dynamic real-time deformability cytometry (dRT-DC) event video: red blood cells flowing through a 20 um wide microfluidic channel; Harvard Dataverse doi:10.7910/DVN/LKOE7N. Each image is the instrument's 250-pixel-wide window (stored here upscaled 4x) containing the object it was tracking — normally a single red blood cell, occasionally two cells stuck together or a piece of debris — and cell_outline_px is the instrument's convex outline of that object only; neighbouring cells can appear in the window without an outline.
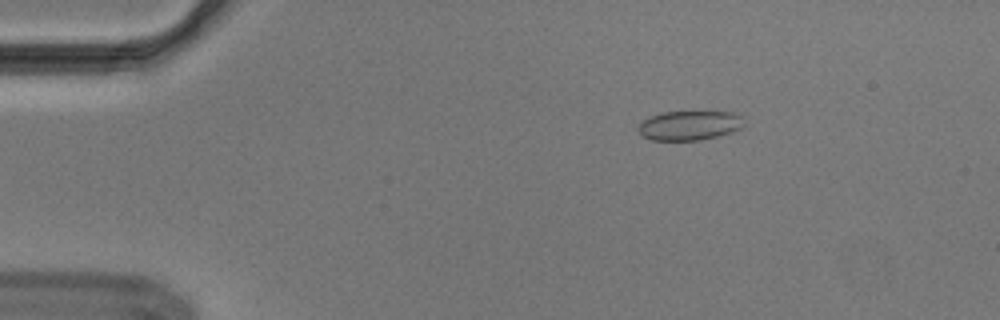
{"species": "Egyptian fruit bat (a non-hibernating species)", "species_latin": "Rousettus aegyptiacus", "temperature_condition": "cold", "stored_images_in_passage": 54, "segment_of_instrument_passage": [1, 2], "camera_frame_rate_fps": 3000, "um_per_image_px": 0.085, "animal": {"sex": "male"}, "frame": {"image": 1, "passage_image": 9, "time_ms": 2.667, "image_size_px": [1000, 320], "cell_outline_px": [[744, 124], [740, 128], [732, 132], [700, 140], [652, 140], [644, 136], [636, 128], [644, 120], [660, 112], [732, 112], [740, 116]], "centroid_in_image_um": [58.59, 10.66], "position_along_channel_um": 26.4, "area_um2": 17.86}}
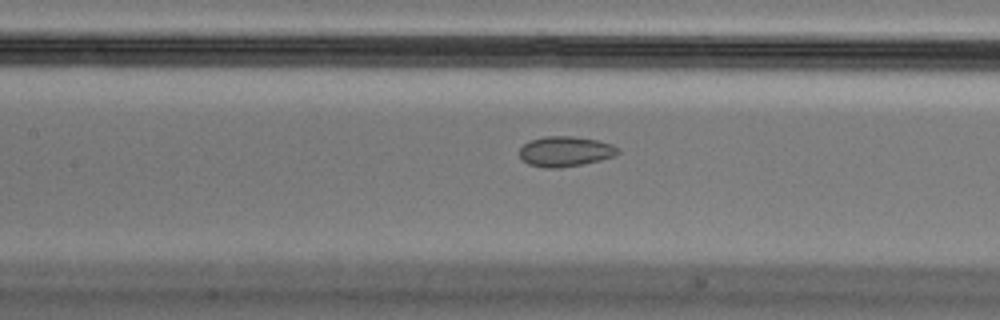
{"frame": {"image": 2, "passage_image": 25, "time_ms": 8.0, "image_size_px": [1000, 320], "cell_outline_px": [[620, 152], [616, 156], [600, 160], [560, 168], [544, 168], [528, 164], [520, 156], [520, 148], [524, 144], [532, 140], [544, 136], [572, 136], [596, 140], [612, 144]], "centroid_in_image_um": [48.05, 12.87], "position_along_channel_um": 159.4, "area_um2": 17.17}}
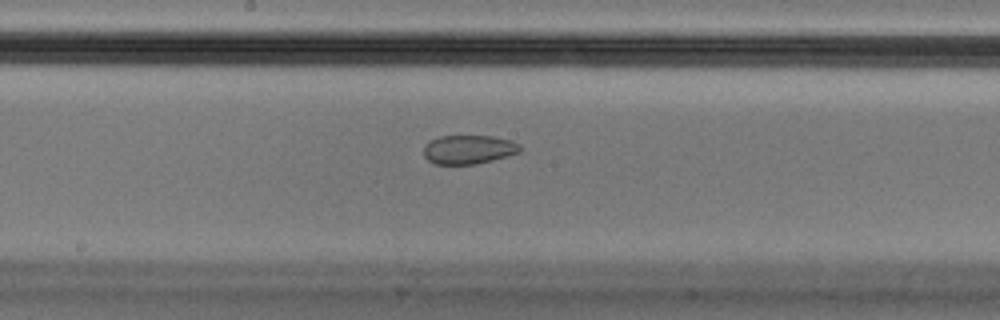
{"frame": {"image": 3, "passage_image": 29, "time_ms": 9.333, "image_size_px": [1000, 320], "cell_outline_px": [[524, 148], [520, 152], [508, 156], [476, 164], [432, 164], [424, 156], [424, 144], [440, 136], [492, 136], [512, 140], [520, 144]], "centroid_in_image_um": [39.86, 12.71], "position_along_channel_um": 208.3, "area_um2": 16.42}}